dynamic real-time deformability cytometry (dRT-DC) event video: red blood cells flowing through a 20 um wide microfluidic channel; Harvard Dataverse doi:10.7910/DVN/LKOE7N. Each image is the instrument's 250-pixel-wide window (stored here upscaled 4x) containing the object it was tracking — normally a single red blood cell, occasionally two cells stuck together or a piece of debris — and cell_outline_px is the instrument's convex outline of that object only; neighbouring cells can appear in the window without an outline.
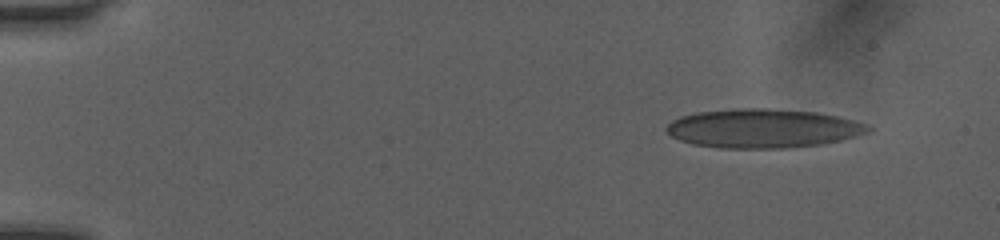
{"species": "human", "species_latin": "Homo sapiens", "temperature_condition": "room temperature", "stored_images_in_passage": 12, "camera_frame_rate_fps": 3000, "um_per_image_px": 0.085, "donor": {"sex": "female"}, "frame": {"image": 1, "passage_image": 3, "time_ms": 0.667, "image_size_px": [1000, 240], "cell_outline_px": [[876, 128], [872, 132], [840, 140], [820, 144], [784, 148], [720, 148], [692, 144], [680, 140], [672, 136], [664, 128], [672, 120], [680, 116], [696, 112], [736, 108], [768, 108], [816, 112], [836, 116], [852, 120]], "centroid_in_image_um": [64.84, 10.91], "position_along_channel_um": 20.2, "area_um2": 45.89}}
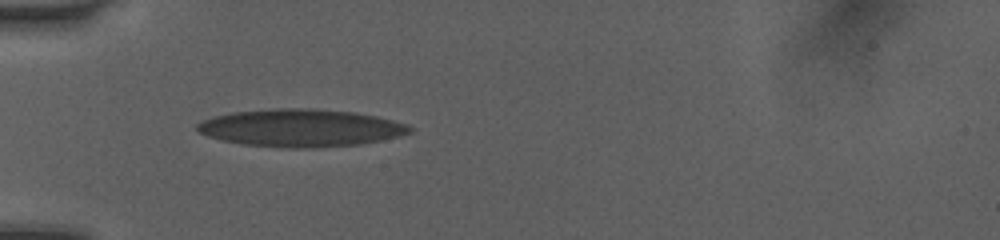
{"frame": {"image": 2, "passage_image": 9, "time_ms": 2.667, "image_size_px": [1000, 240], "cell_outline_px": [[412, 132], [380, 140], [360, 144], [312, 148], [288, 148], [244, 144], [220, 140], [208, 136], [200, 132], [196, 128], [196, 124], [212, 116], [232, 112], [276, 108], [312, 108], [356, 112], [376, 116], [408, 124], [412, 128]], "centroid_in_image_um": [25.55, 10.86], "position_along_channel_um": 59.5, "area_um2": 46.53}}
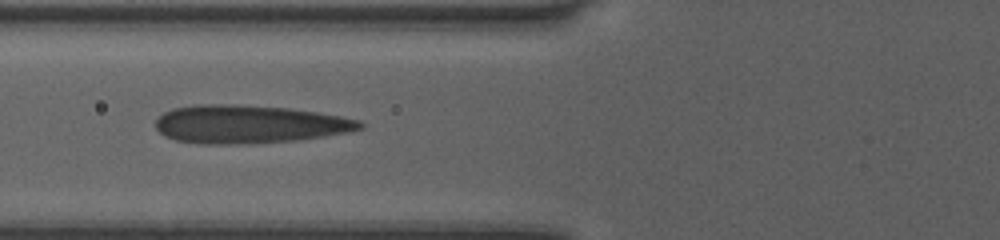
{"frame": {"image": 3, "passage_image": 11, "time_ms": 3.333, "image_size_px": [1000, 240], "cell_outline_px": [[364, 128], [348, 132], [300, 140], [236, 144], [204, 144], [176, 140], [164, 136], [156, 128], [156, 120], [164, 112], [172, 108], [196, 104], [240, 104], [288, 108], [320, 112], [360, 120], [364, 124]], "centroid_in_image_um": [21.18, 10.55], "position_along_channel_um": 104.6, "area_um2": 45.72}}